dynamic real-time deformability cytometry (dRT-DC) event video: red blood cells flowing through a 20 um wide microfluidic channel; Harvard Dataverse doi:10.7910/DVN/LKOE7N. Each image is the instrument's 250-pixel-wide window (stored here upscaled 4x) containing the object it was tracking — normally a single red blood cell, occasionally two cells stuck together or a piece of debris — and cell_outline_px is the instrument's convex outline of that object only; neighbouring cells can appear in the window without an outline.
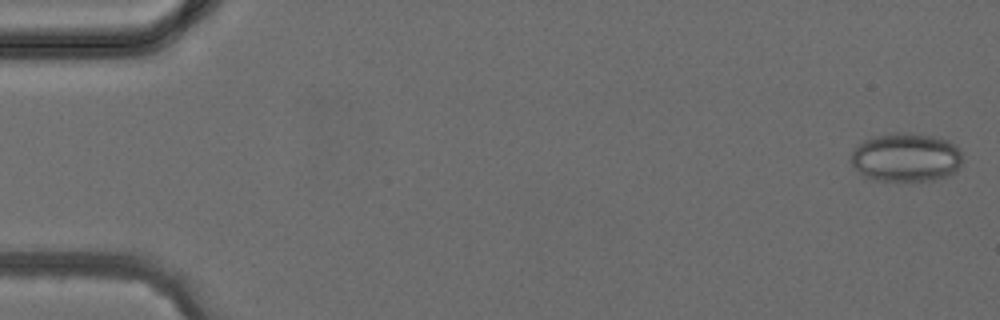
{"species": "common noctule bat (a hibernating species)", "species_latin": "Nyctalus noctula", "temperature_condition": "cold", "stored_images_in_passage": 3, "camera_frame_rate_fps": 3000, "um_per_image_px": 0.085, "animal": {"sex": "female", "body_mass_g": 24.6, "forearm_length_mm": 56.2}, "frame": {"image": 1, "passage_image": 1, "time_ms": 0.0, "image_size_px": [1000, 320], "cell_outline_px": [[960, 164], [952, 172], [944, 176], [932, 180], [876, 180], [864, 176], [852, 164], [852, 152], [864, 140], [876, 136], [896, 132], [900, 132], [932, 136], [948, 140], [960, 152]], "centroid_in_image_um": [76.98, 13.37], "position_along_channel_um": 8.0, "area_um2": 30.81}}